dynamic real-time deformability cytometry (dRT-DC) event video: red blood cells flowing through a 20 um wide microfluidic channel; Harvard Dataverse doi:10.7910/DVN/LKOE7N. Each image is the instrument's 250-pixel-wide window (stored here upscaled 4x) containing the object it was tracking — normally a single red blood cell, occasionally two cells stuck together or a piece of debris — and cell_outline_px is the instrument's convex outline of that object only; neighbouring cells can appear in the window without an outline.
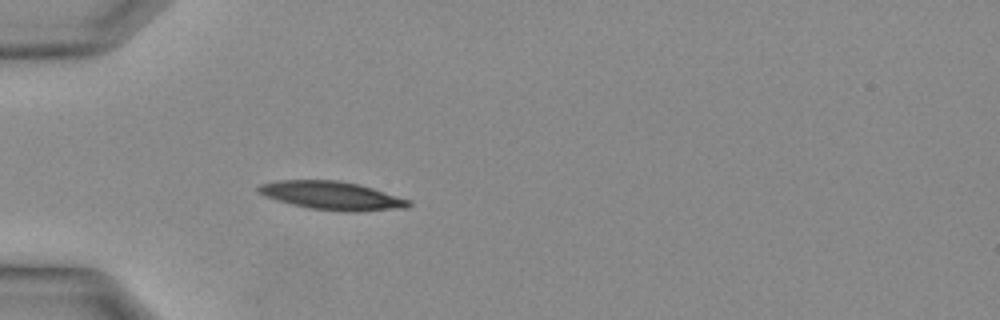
{"species": "Egyptian fruit bat (a non-hibernating species)", "species_latin": "Rousettus aegyptiacus", "temperature_condition": "warm", "stored_images_in_passage": 25, "camera_frame_rate_fps": 3000, "um_per_image_px": 0.085, "animal": {"sex": "female"}, "frame": {"image": 1, "passage_image": 4, "time_ms": 1.0, "image_size_px": [1000, 320], "cell_outline_px": [[412, 204], [404, 208], [360, 212], [348, 212], [308, 208], [276, 200], [264, 196], [256, 192], [256, 188], [260, 184], [280, 180], [336, 180], [360, 184], [408, 200]], "centroid_in_image_um": [28.16, 16.63], "position_along_channel_um": 56.8, "area_um2": 24.8}}
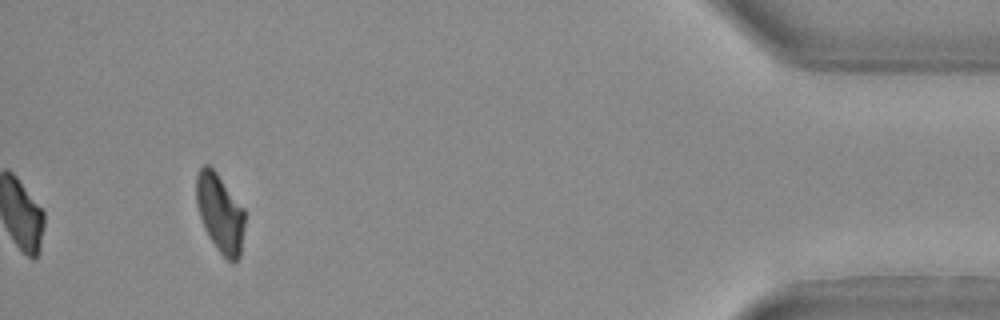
{"frame": {"image": 2, "passage_image": 25, "time_ms": 8.0, "image_size_px": [1000, 320], "cell_outline_px": [[244, 224], [240, 256], [232, 264], [216, 248], [204, 228], [196, 204], [196, 176], [200, 168], [204, 164], [208, 164], [216, 172], [244, 208]], "centroid_in_image_um": [18.69, 18.1], "position_along_channel_um": 416.5, "area_um2": 22.02}}